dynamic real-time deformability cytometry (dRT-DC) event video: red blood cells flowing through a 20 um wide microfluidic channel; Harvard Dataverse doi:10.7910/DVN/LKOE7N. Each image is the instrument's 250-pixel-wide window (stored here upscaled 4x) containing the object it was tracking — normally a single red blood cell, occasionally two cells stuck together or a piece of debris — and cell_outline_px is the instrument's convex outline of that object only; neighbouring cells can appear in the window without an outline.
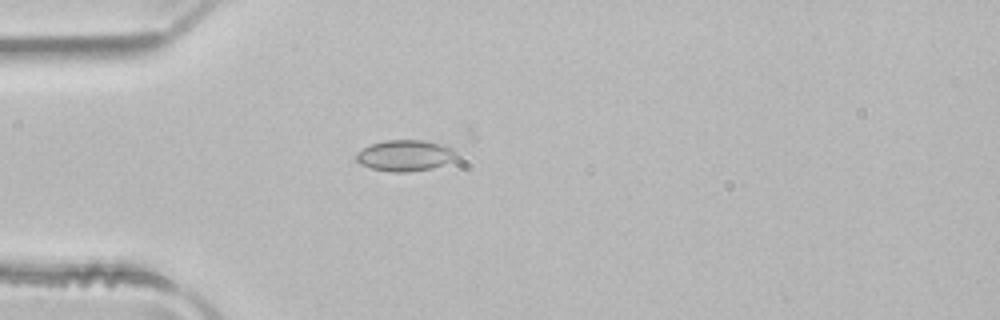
{"species": "common noctule bat (a hibernating species)", "species_latin": "Nyctalus noctula", "temperature_condition": "room temperature", "stored_images_in_passage": 3, "camera_frame_rate_fps": 3000, "um_per_image_px": 0.085, "animal": {"sex": "male", "body_mass_g": 21.5, "forearm_length_mm": 52.0}, "frame": {"image": 1, "passage_image": 2, "time_ms": 0.333, "image_size_px": [1000, 320], "cell_outline_px": [[456, 156], [452, 160], [432, 168], [408, 172], [392, 172], [372, 168], [360, 164], [356, 160], [356, 152], [372, 144], [384, 140], [424, 140], [440, 144], [452, 148], [456, 152]], "centroid_in_image_um": [34.4, 13.21], "position_along_channel_um": 50.6, "area_um2": 17.98}}